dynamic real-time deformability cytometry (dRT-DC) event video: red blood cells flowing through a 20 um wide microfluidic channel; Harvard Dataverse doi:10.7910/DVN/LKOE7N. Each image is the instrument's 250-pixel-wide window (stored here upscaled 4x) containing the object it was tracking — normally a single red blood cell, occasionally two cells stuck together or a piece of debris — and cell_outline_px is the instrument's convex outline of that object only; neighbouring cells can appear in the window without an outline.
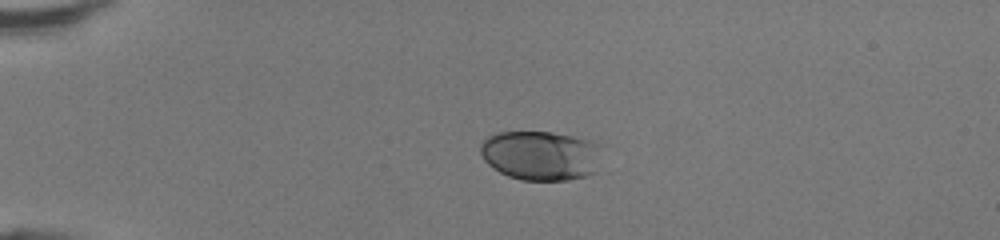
{"species": "human", "species_latin": "Homo sapiens", "temperature_condition": "room temperature", "stored_images_in_passage": 37, "camera_frame_rate_fps": 3000, "um_per_image_px": 0.085, "donor": {"sex": "female"}, "frame": {"image": 1, "passage_image": 1, "time_ms": 0.0, "image_size_px": [1000, 240], "cell_outline_px": [[600, 144], [596, 172], [584, 176], [568, 180], [520, 180], [508, 176], [492, 168], [484, 160], [480, 152], [480, 144], [488, 136], [496, 132], [552, 132], [572, 136], [588, 140]], "centroid_in_image_um": [45.92, 13.21], "position_along_channel_um": 39.1, "area_um2": 35.08}}
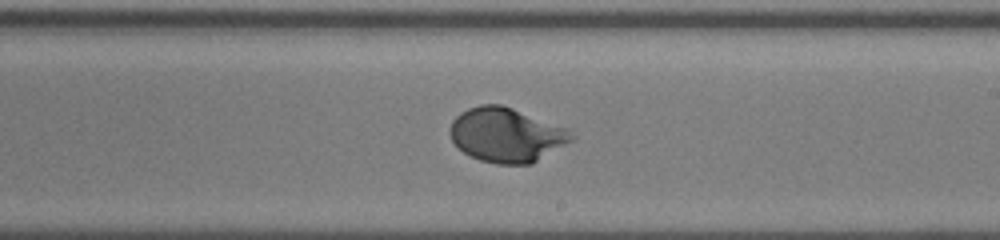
{"frame": {"image": 2, "passage_image": 19, "time_ms": 6.0, "image_size_px": [1000, 240], "cell_outline_px": [[576, 136], [572, 140], [532, 164], [496, 164], [480, 160], [464, 152], [452, 140], [448, 132], [452, 120], [460, 112], [468, 108], [480, 104], [500, 104], [512, 108], [568, 128]], "centroid_in_image_um": [43.04, 11.46], "position_along_channel_um": 246.0, "area_um2": 38.44}}
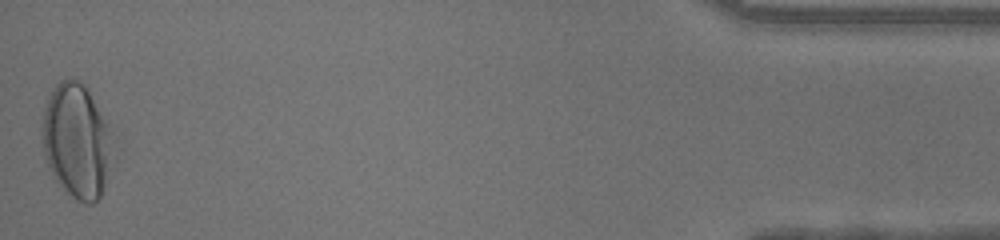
{"frame": {"image": 3, "passage_image": 37, "time_ms": 12.0, "image_size_px": [1000, 240], "cell_outline_px": [[120, 152], [100, 196], [92, 204], [84, 204], [76, 200], [64, 192], [52, 176], [48, 168], [44, 156], [44, 108], [56, 84], [60, 80], [80, 80], [84, 84], [104, 120]], "centroid_in_image_um": [6.6, 12.1], "position_along_channel_um": 428.6, "area_um2": 47.69}, "authors_computed_cell_mechanics": {"area_um2": 37.0498, "velocity_mm_per_s": 4.3343, "shape_relaxation_time_tau1_ms": 2.7546, "shape_relaxation_time_tau2_ms": null, "deformation_change_tau1": 0.1801, "deformation_change_tau2": null}}